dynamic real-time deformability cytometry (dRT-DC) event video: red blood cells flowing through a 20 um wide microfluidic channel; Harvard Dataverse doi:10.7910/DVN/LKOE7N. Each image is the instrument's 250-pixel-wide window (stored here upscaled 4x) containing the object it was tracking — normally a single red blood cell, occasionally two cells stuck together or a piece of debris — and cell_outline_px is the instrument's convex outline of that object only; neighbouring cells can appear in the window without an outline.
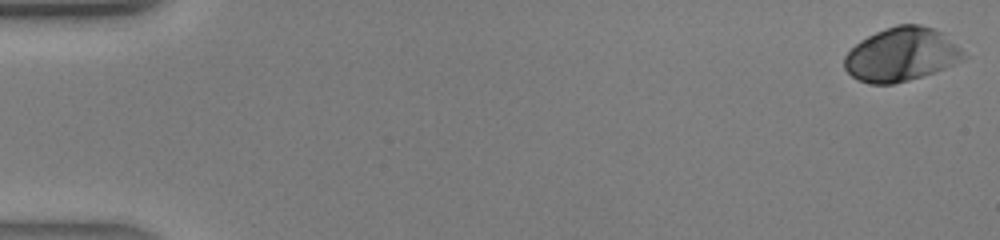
{"species": "human", "species_latin": "Homo sapiens", "temperature_condition": "warm", "stored_images_in_passage": 42, "camera_frame_rate_fps": 3000, "um_per_image_px": 0.085, "donor": {"sex": "male"}, "frame": {"image": 1, "passage_image": 1, "time_ms": 0.0, "image_size_px": [1000, 240], "cell_outline_px": [[968, 56], [964, 60], [944, 68], [908, 80], [892, 84], [868, 84], [856, 80], [844, 68], [844, 56], [860, 40], [884, 28], [896, 24], [920, 24], [932, 28], [940, 32], [956, 44]], "centroid_in_image_um": [76.59, 4.63], "position_along_channel_um": 8.4, "area_um2": 37.17}}
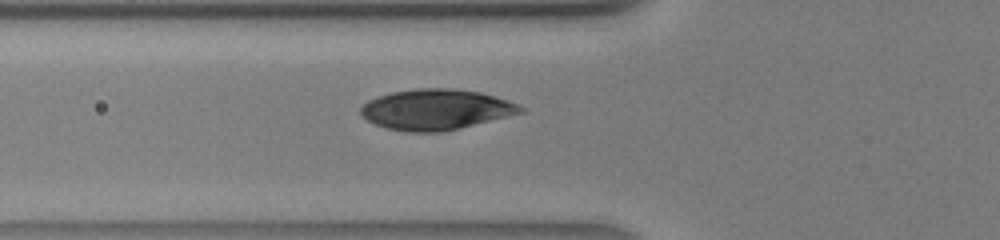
{"frame": {"image": 2, "passage_image": 16, "time_ms": 5.0, "image_size_px": [1000, 240], "cell_outline_px": [[528, 108], [524, 112], [460, 128], [440, 132], [404, 132], [388, 128], [376, 124], [368, 120], [360, 112], [360, 108], [368, 100], [376, 96], [392, 92], [416, 88], [452, 88], [480, 92], [508, 100], [520, 104]], "centroid_in_image_um": [37.09, 9.3], "position_along_channel_um": 88.7, "area_um2": 37.86}}
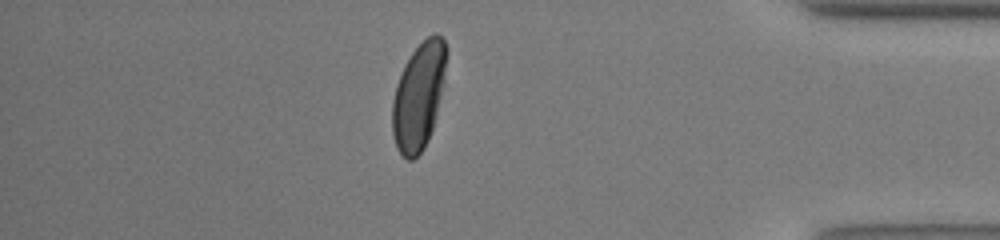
{"frame": {"image": 3, "passage_image": 37, "time_ms": 12.0, "image_size_px": [1000, 240], "cell_outline_px": [[448, 52], [444, 84], [432, 128], [428, 140], [424, 148], [412, 160], [408, 160], [396, 148], [392, 132], [392, 100], [396, 84], [404, 64], [412, 52], [432, 32], [436, 32], [444, 40]], "centroid_in_image_um": [35.59, 8.13], "position_along_channel_um": 399.6, "area_um2": 33.87}}